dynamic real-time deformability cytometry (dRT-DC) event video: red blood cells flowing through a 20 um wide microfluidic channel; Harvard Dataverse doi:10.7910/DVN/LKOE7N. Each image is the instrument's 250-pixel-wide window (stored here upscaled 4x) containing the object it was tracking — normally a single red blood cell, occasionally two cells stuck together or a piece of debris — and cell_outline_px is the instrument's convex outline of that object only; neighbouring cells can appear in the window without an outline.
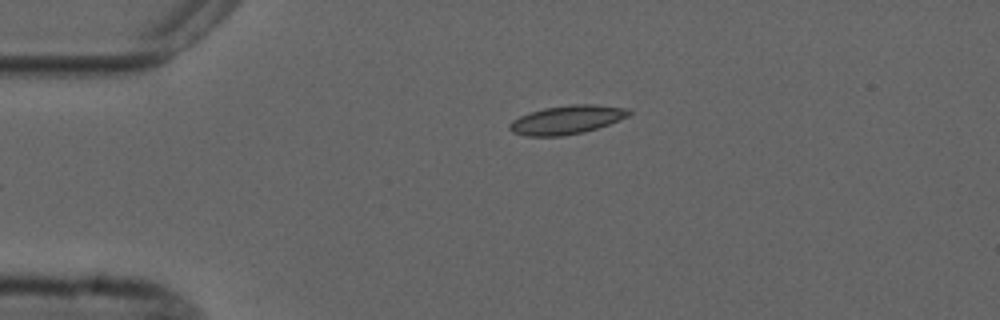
{"species": "common noctule bat (a hibernating species)", "species_latin": "Nyctalus noctula", "temperature_condition": "cold", "stored_images_in_passage": 2, "camera_frame_rate_fps": 3000, "um_per_image_px": 0.085, "animal": {"sex": "male", "forearm_length_mm": 52.5}, "frame": {"image": 1, "passage_image": 2, "time_ms": 2.0, "image_size_px": [1000, 320], "cell_outline_px": [[632, 112], [628, 116], [608, 124], [584, 132], [560, 136], [524, 136], [512, 132], [508, 128], [508, 124], [512, 120], [520, 116], [544, 108], [572, 104], [596, 104], [628, 108]], "centroid_in_image_um": [48.16, 10.18], "position_along_channel_um": 36.8, "area_um2": 19.88}}